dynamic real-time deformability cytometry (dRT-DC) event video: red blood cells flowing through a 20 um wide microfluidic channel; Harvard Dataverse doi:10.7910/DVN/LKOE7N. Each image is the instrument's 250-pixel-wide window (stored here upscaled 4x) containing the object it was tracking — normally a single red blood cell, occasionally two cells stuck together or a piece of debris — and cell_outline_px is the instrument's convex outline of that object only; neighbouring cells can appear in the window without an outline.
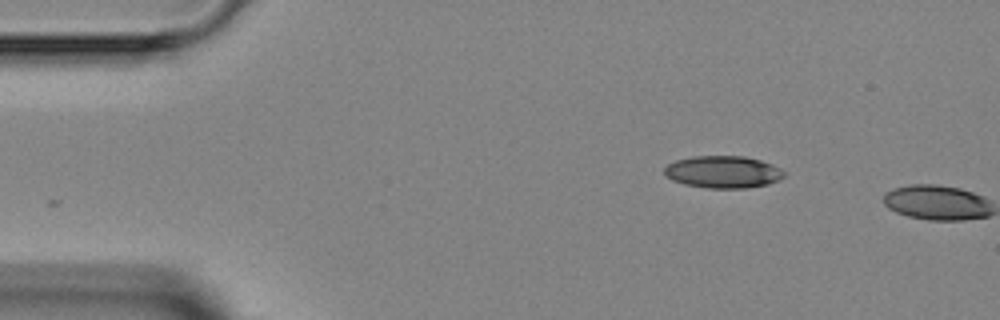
{"species": "Egyptian fruit bat (a non-hibernating species)", "species_latin": "Rousettus aegyptiacus", "temperature_condition": "room temperature", "stored_images_in_passage": 2, "camera_frame_rate_fps": 3000, "um_per_image_px": 0.085, "animal": {"sex": "female"}, "frame": {"image": 1, "passage_image": 1, "time_ms": 0.0, "image_size_px": [1000, 320], "cell_outline_px": [[784, 176], [768, 184], [748, 188], [708, 188], [684, 184], [672, 180], [664, 176], [664, 168], [668, 164], [676, 160], [692, 156], [744, 156], [760, 160], [772, 164], [780, 168], [784, 172]], "centroid_in_image_um": [61.43, 14.61], "position_along_channel_um": 23.6, "area_um2": 22.48}}